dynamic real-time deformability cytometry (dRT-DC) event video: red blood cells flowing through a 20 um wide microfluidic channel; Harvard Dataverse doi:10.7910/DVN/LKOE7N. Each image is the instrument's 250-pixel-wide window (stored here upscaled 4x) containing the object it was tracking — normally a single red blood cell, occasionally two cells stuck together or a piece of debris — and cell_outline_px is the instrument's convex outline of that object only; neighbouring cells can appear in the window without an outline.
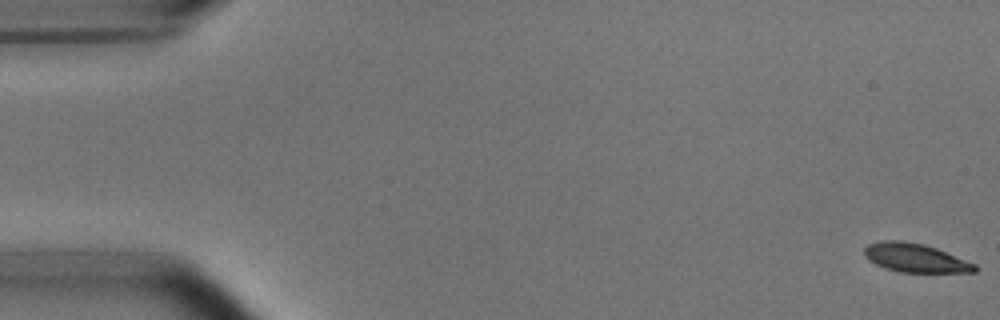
{"species": "common noctule bat (a hibernating species)", "species_latin": "Nyctalus noctula", "temperature_condition": "room temperature", "stored_images_in_passage": 54, "camera_frame_rate_fps": 3000, "um_per_image_px": 0.085, "animal": {"sex": "male", "body_mass_g": 15.6}, "frame": {"image": 1, "passage_image": 1, "time_ms": 0.0, "image_size_px": [1000, 320], "cell_outline_px": [[976, 272], [900, 272], [884, 268], [868, 260], [864, 256], [864, 248], [868, 244], [880, 240], [900, 240], [924, 244], [936, 248], [976, 264]], "centroid_in_image_um": [77.75, 21.91], "position_along_channel_um": 7.2, "area_um2": 18.5}}
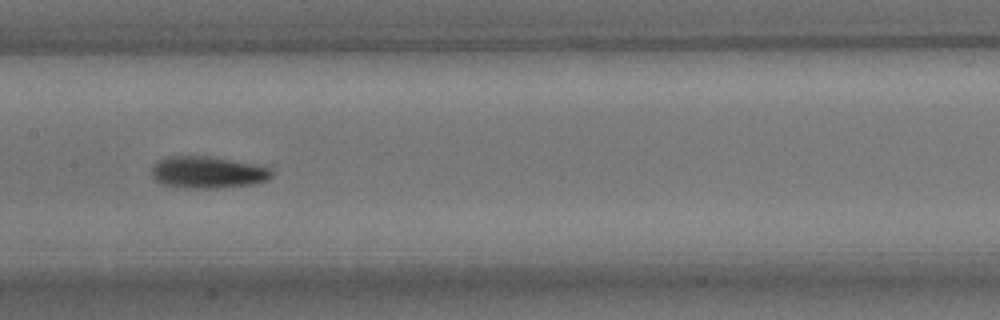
{"frame": {"image": 2, "passage_image": 27, "time_ms": 8.667, "image_size_px": [1000, 320], "cell_outline_px": [[272, 176], [268, 180], [252, 184], [212, 188], [184, 188], [160, 184], [152, 176], [152, 168], [160, 160], [168, 156], [204, 156], [252, 164], [272, 168]], "centroid_in_image_um": [17.64, 14.66], "position_along_channel_um": 189.8, "area_um2": 21.96}}
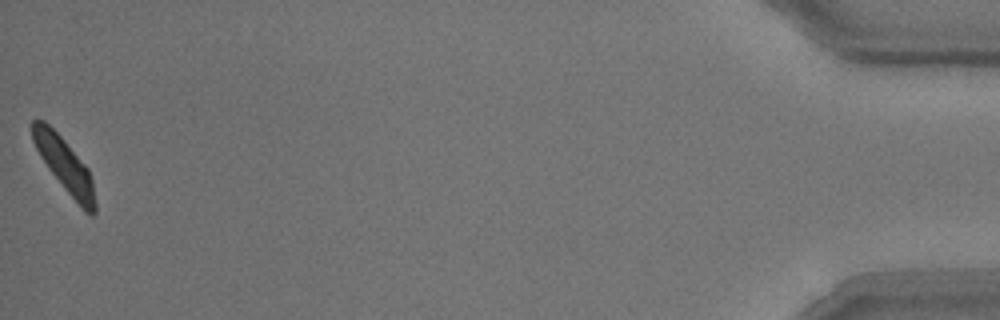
{"frame": {"image": 3, "passage_image": 54, "time_ms": 17.667, "image_size_px": [1000, 320], "cell_outline_px": [[96, 212], [92, 216], [88, 216], [84, 212], [64, 188], [48, 168], [40, 156], [32, 140], [32, 120], [44, 120], [60, 136], [88, 168], [92, 180], [96, 204]], "centroid_in_image_um": [5.51, 14.09], "position_along_channel_um": 429.7, "area_um2": 19.48}, "authors_computed_cell_mechanics": {"area_um2": 20.4034, "velocity_mm_per_s": 3.7266, "shape_relaxation_time_tau1_ms": 2.5548, "shape_relaxation_time_tau2_ms": 6.2672, "deformation_change_tau1": 0.128, "deformation_change_tau2": 0.1337}}